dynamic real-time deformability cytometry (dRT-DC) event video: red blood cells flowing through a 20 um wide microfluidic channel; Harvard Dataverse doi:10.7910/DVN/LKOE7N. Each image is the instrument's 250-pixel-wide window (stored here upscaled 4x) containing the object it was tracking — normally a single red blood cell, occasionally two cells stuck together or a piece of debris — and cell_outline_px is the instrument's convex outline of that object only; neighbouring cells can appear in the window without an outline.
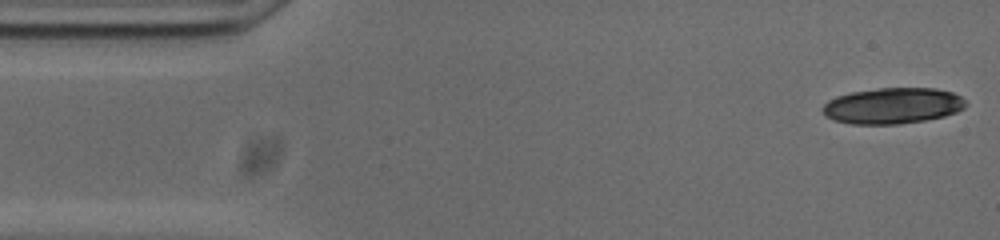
{"species": "common noctule bat (a hibernating species)", "species_latin": "Nyctalus noctula", "temperature_condition": "cold", "stored_images_in_passage": 15, "camera_frame_rate_fps": 3000, "um_per_image_px": 0.085, "animal": {"sex": "male", "body_mass_g": 20.0, "forearm_length_mm": 53.3}, "frame": {"image": 1, "passage_image": 1, "time_ms": 0.0, "image_size_px": [1000, 240], "cell_outline_px": [[968, 104], [964, 108], [956, 112], [944, 116], [924, 120], [900, 124], [852, 124], [832, 120], [824, 116], [820, 108], [828, 100], [836, 96], [852, 92], [880, 88], [936, 88], [952, 92], [960, 96]], "centroid_in_image_um": [75.84, 8.99], "position_along_channel_um": 9.2, "area_um2": 30.23}}